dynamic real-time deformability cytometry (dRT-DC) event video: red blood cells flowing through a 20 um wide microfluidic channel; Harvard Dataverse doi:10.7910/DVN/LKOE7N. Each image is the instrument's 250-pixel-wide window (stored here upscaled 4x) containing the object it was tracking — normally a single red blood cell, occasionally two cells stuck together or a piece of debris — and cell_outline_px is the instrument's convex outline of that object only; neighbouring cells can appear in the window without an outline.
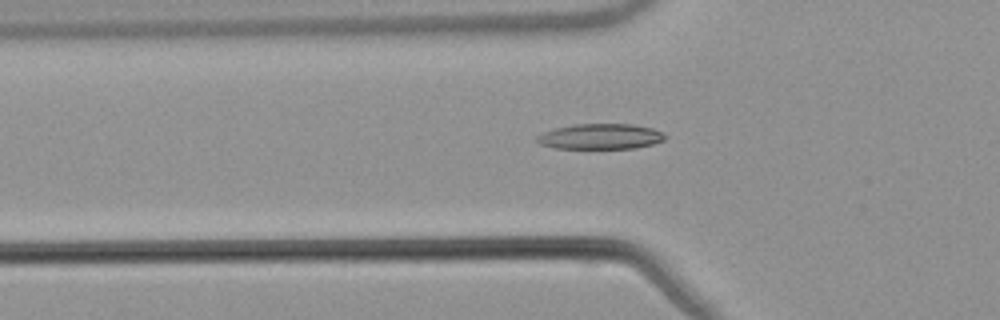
{"species": "common noctule bat (a hibernating species)", "species_latin": "Nyctalus noctula", "temperature_condition": "warm", "stored_images_in_passage": 49, "camera_frame_rate_fps": 3000, "um_per_image_px": 0.085, "animal": {"sex": "male", "body_mass_g": 21.5, "forearm_length_mm": 52.0}, "frame": {"image": 1, "passage_image": 19, "time_ms": 6.0, "image_size_px": [1000, 320], "cell_outline_px": [[668, 136], [664, 140], [652, 144], [636, 148], [556, 148], [540, 144], [536, 140], [536, 136], [544, 132], [556, 128], [572, 124], [632, 124], [652, 128], [664, 132]], "centroid_in_image_um": [51.07, 11.59], "position_along_channel_um": 74.7, "area_um2": 19.02}}
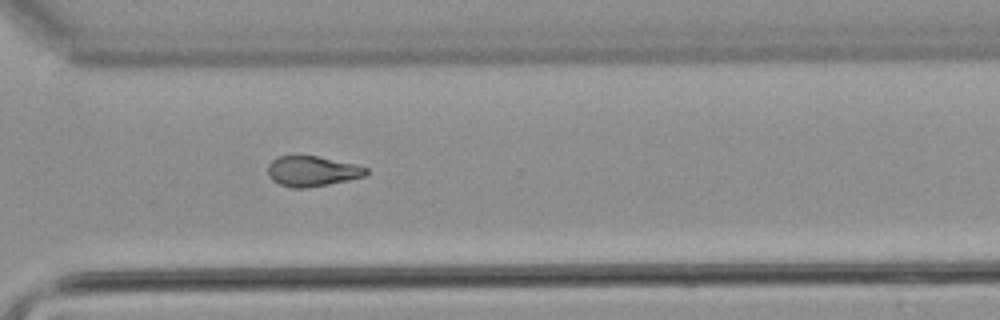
{"frame": {"image": 2, "passage_image": 40, "time_ms": 13.0, "image_size_px": [1000, 320], "cell_outline_px": [[368, 172], [364, 176], [348, 180], [308, 188], [292, 188], [280, 184], [272, 180], [268, 176], [268, 164], [276, 156], [316, 156], [356, 164], [368, 168]], "centroid_in_image_um": [26.52, 14.55], "position_along_channel_um": 344.1, "area_um2": 17.34}}
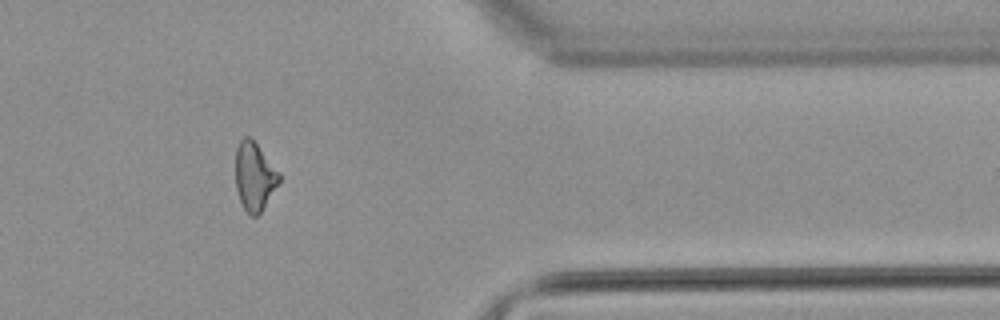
{"frame": {"image": 3, "passage_image": 45, "time_ms": 14.667, "image_size_px": [1000, 320], "cell_outline_px": [[280, 180], [260, 212], [256, 216], [248, 216], [240, 200], [236, 188], [236, 148], [240, 140], [244, 136], [248, 136], [256, 144], [280, 172]], "centroid_in_image_um": [21.61, 14.99], "position_along_channel_um": 389.8, "area_um2": 17.05}}